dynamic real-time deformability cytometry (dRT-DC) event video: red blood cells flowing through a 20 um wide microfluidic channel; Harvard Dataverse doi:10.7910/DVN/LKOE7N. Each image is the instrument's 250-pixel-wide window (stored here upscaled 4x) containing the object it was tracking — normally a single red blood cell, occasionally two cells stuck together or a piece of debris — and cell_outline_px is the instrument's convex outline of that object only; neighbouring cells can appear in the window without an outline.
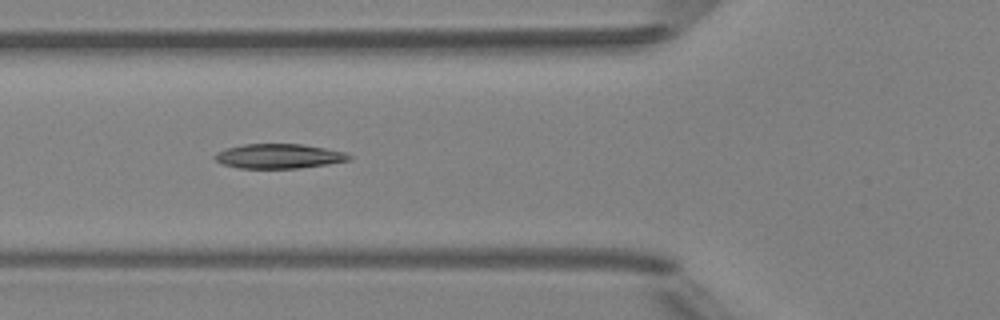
{"species": "Egyptian fruit bat (a non-hibernating species)", "species_latin": "Rousettus aegyptiacus", "temperature_condition": "room temperature", "stored_images_in_passage": 7, "camera_frame_rate_fps": 3000, "um_per_image_px": 0.085, "animal": {"sex": "female"}, "frame": {"image": 1, "passage_image": 5, "time_ms": 4.667, "image_size_px": [1000, 320], "cell_outline_px": [[352, 160], [328, 164], [300, 168], [240, 168], [224, 164], [216, 160], [212, 156], [216, 152], [224, 148], [244, 144], [304, 144], [344, 152], [352, 156]], "centroid_in_image_um": [23.7, 13.27], "position_along_channel_um": 102.1, "area_um2": 19.31}}
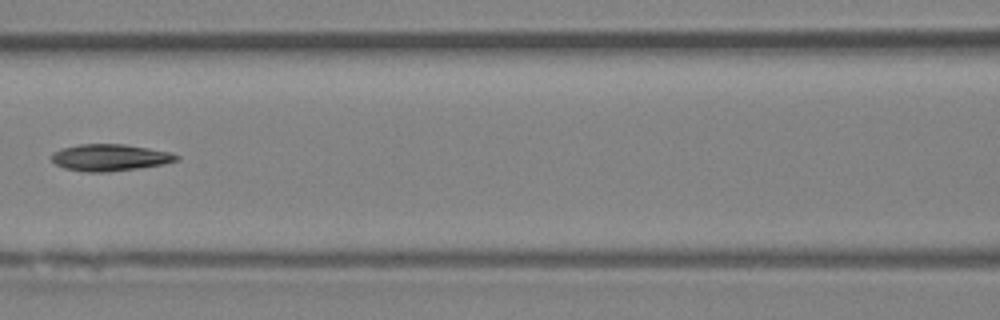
{"frame": {"image": 2, "passage_image": 6, "time_ms": 6.0, "image_size_px": [1000, 320], "cell_outline_px": [[180, 160], [164, 164], [108, 172], [84, 172], [64, 168], [56, 164], [52, 160], [52, 152], [60, 148], [80, 144], [124, 144], [172, 152], [180, 156]], "centroid_in_image_um": [9.35, 13.39], "position_along_channel_um": 157.2, "area_um2": 19.59}}
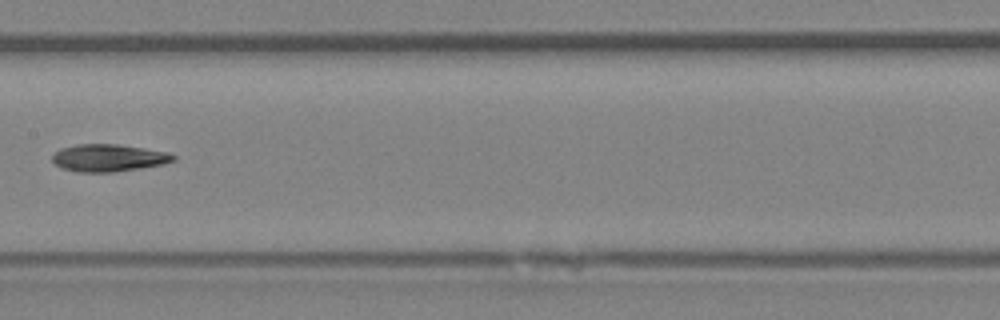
{"frame": {"image": 3, "passage_image": 7, "time_ms": 7.0, "image_size_px": [1000, 320], "cell_outline_px": [[176, 160], [164, 164], [140, 168], [112, 172], [76, 172], [64, 168], [56, 164], [52, 160], [52, 156], [60, 148], [76, 144], [116, 144], [144, 148], [168, 152], [176, 156]], "centroid_in_image_um": [9.24, 13.41], "position_along_channel_um": 198.2, "area_um2": 19.25}}